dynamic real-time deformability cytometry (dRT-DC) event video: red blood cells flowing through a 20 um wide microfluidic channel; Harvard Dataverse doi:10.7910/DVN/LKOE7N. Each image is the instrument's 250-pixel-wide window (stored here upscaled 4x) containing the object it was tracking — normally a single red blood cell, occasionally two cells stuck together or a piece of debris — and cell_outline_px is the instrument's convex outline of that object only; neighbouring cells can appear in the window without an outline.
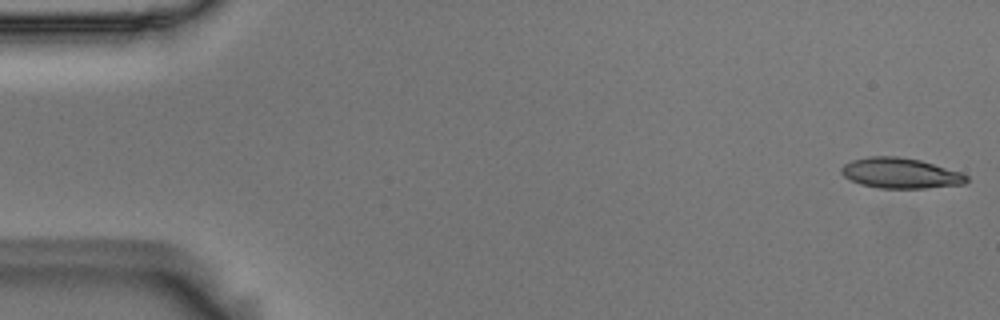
{"species": "Egyptian fruit bat (a non-hibernating species)", "species_latin": "Rousettus aegyptiacus", "temperature_condition": "room temperature", "stored_images_in_passage": 45, "camera_frame_rate_fps": 3000, "um_per_image_px": 0.085, "animal": {"sex": "male"}, "frame": {"image": 1, "passage_image": 1, "time_ms": 0.0, "image_size_px": [1000, 320], "cell_outline_px": [[968, 180], [964, 184], [924, 188], [876, 188], [860, 184], [844, 176], [840, 172], [840, 168], [844, 164], [852, 160], [868, 156], [900, 156], [920, 160], [960, 172], [968, 176]], "centroid_in_image_um": [76.51, 14.71], "position_along_channel_um": 8.5, "area_um2": 22.2}}
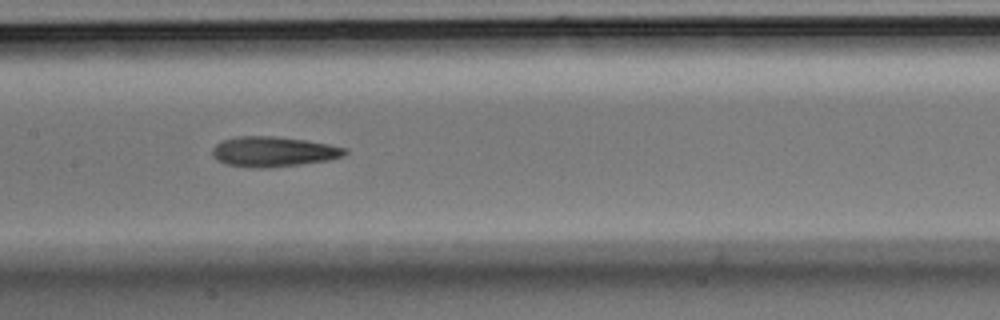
{"frame": {"image": 2, "passage_image": 26, "time_ms": 8.333, "image_size_px": [1000, 320], "cell_outline_px": [[348, 152], [344, 156], [328, 160], [272, 168], [248, 168], [224, 164], [216, 160], [212, 156], [212, 148], [216, 144], [224, 140], [236, 136], [272, 136], [304, 140], [328, 144], [348, 148]], "centroid_in_image_um": [23.21, 12.9], "position_along_channel_um": 184.2, "area_um2": 23.52}}
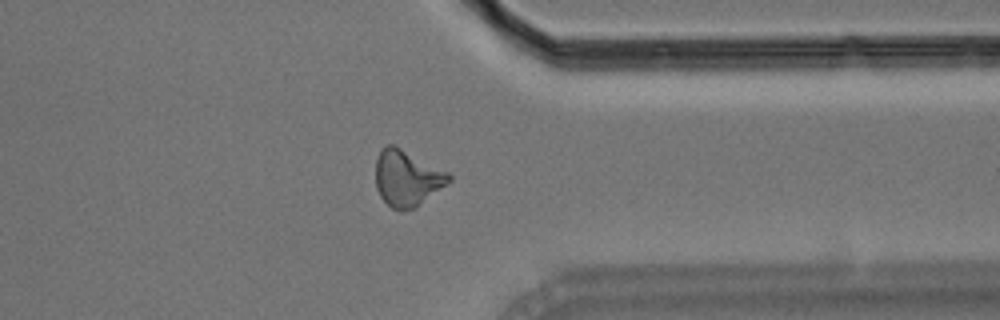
{"frame": {"image": 3, "passage_image": 42, "time_ms": 13.667, "image_size_px": [1000, 320], "cell_outline_px": [[452, 180], [416, 208], [400, 212], [392, 208], [380, 196], [376, 188], [376, 160], [380, 152], [388, 144], [392, 144], [448, 172], [452, 176]], "centroid_in_image_um": [34.6, 15.18], "position_along_channel_um": 376.8, "area_um2": 23.76}, "authors_computed_cell_mechanics": {"area_um2": 22.5998, "velocity_mm_per_s": 3.713, "shape_relaxation_time_tau1_ms": 10.1595, "shape_relaxation_time_tau2_ms": 4.2463, "deformation_change_tau1": 0.2584, "deformation_change_tau2": 0.1402}}